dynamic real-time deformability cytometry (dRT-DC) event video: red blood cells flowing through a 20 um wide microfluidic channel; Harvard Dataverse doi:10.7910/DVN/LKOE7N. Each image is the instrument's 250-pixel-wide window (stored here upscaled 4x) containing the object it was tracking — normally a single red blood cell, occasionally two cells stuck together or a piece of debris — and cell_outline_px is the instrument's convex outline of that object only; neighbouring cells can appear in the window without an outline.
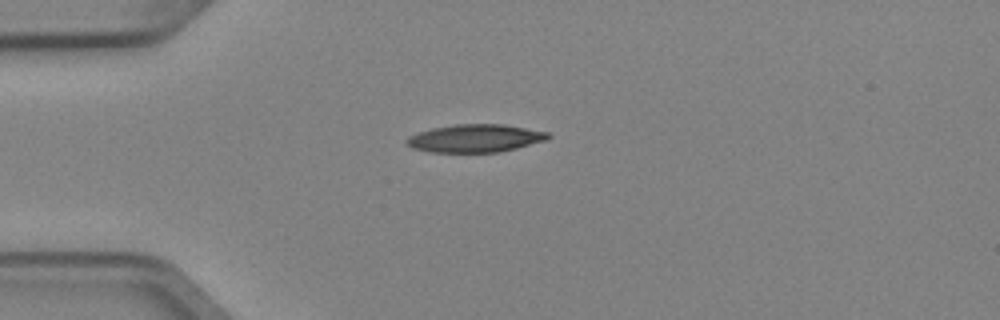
{"species": "Egyptian fruit bat (a non-hibernating species)", "species_latin": "Rousettus aegyptiacus", "temperature_condition": "cold", "stored_images_in_passage": 3, "camera_frame_rate_fps": 3000, "um_per_image_px": 0.085, "animal": {"sex": "female"}, "frame": {"image": 1, "passage_image": 1, "time_ms": 0.0, "image_size_px": [1000, 320], "cell_outline_px": [[552, 136], [548, 140], [500, 152], [428, 152], [412, 148], [404, 140], [408, 136], [432, 128], [456, 124], [504, 124], [548, 132]], "centroid_in_image_um": [40.41, 11.75], "position_along_channel_um": 44.6, "area_um2": 23.06}}
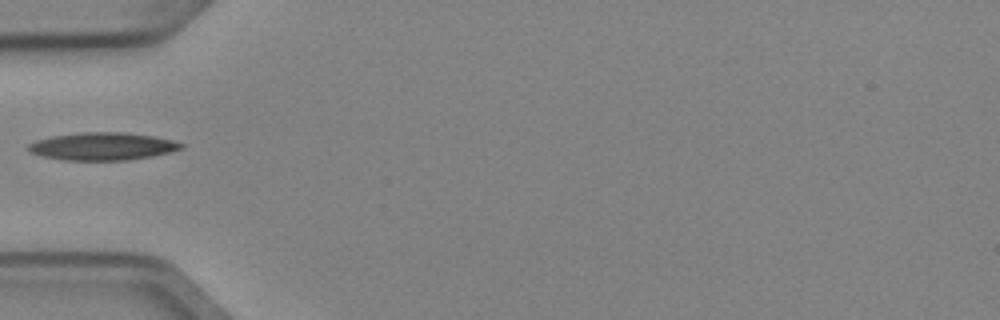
{"frame": {"image": 2, "passage_image": 2, "time_ms": 0.333, "image_size_px": [1000, 320], "cell_outline_px": [[184, 148], [152, 156], [128, 160], [64, 160], [40, 156], [28, 152], [28, 144], [36, 140], [52, 136], [84, 132], [124, 132], [152, 136], [172, 140], [184, 144]], "centroid_in_image_um": [8.68, 12.44], "position_along_channel_um": 76.3, "area_um2": 24.62}}
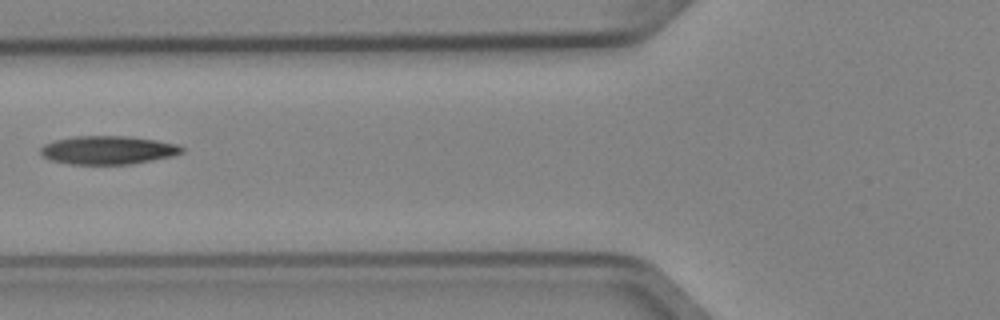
{"frame": {"image": 3, "passage_image": 3, "time_ms": 0.667, "image_size_px": [1000, 320], "cell_outline_px": [[184, 152], [172, 156], [132, 164], [72, 164], [48, 160], [40, 156], [40, 148], [44, 144], [56, 140], [72, 136], [128, 136], [156, 140], [176, 144], [184, 148]], "centroid_in_image_um": [9.14, 12.76], "position_along_channel_um": 116.7, "area_um2": 23.52}}